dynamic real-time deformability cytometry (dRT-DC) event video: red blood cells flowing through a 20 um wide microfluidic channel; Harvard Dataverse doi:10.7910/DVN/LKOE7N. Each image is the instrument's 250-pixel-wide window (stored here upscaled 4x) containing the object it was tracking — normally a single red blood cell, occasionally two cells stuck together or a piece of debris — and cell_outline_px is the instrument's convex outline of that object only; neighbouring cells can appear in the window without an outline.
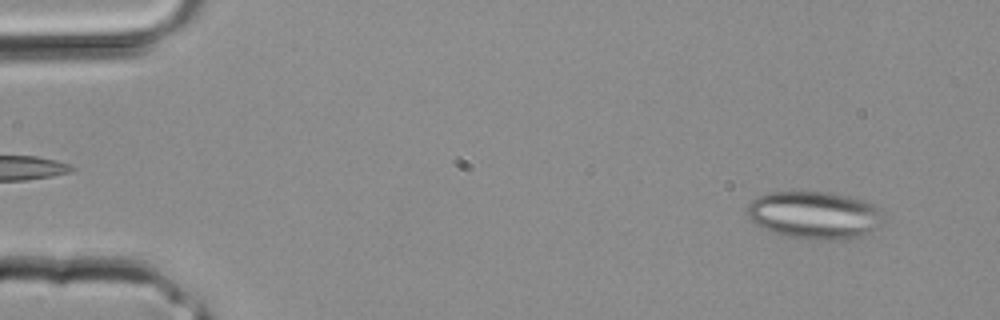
{"species": "common noctule bat (a hibernating species)", "species_latin": "Nyctalus noctula", "temperature_condition": "room temperature", "stored_images_in_passage": 3, "camera_frame_rate_fps": 3000, "um_per_image_px": 0.085, "animal": {"sex": "male", "body_mass_g": 20.4}, "frame": {"image": 1, "passage_image": 3, "time_ms": 0.667, "image_size_px": [1000, 320], "cell_outline_px": [[884, 224], [880, 228], [864, 236], [848, 240], [816, 240], [784, 236], [764, 228], [756, 224], [748, 216], [748, 204], [756, 196], [768, 192], [832, 192], [848, 196], [872, 204], [880, 212], [884, 220]], "centroid_in_image_um": [69.27, 18.3], "position_along_channel_um": 15.7, "area_um2": 38.15}}